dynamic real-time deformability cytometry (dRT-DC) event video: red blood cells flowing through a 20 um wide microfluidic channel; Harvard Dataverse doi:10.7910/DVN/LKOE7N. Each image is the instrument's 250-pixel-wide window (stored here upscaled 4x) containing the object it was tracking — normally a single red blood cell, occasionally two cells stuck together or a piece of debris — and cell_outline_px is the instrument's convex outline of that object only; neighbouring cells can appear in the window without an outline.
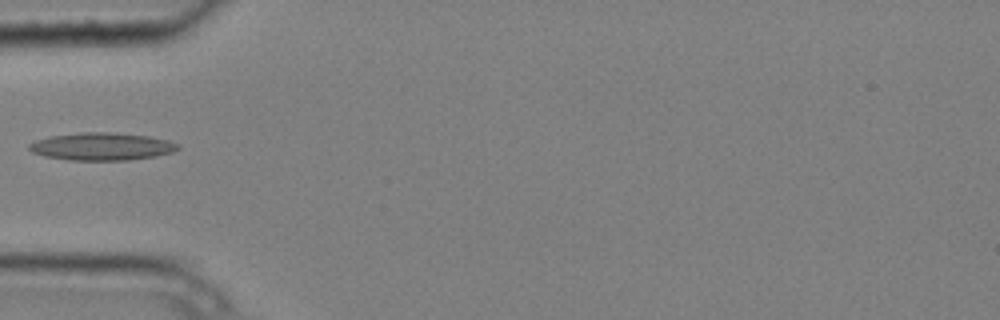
{"species": "common noctule bat (a hibernating species)", "species_latin": "Nyctalus noctula", "temperature_condition": "cold", "stored_images_in_passage": 4, "camera_frame_rate_fps": 3000, "um_per_image_px": 0.085, "animal": {"sex": "male", "body_mass_g": 20.4}, "frame": {"image": 1, "passage_image": 4, "time_ms": 1.0, "image_size_px": [1000, 320], "cell_outline_px": [[180, 148], [172, 152], [156, 156], [128, 160], [68, 160], [44, 156], [32, 152], [28, 148], [28, 144], [36, 140], [48, 136], [80, 132], [108, 132], [148, 136], [168, 140], [180, 144]], "centroid_in_image_um": [8.63, 12.45], "position_along_channel_um": 76.4, "area_um2": 24.04}}